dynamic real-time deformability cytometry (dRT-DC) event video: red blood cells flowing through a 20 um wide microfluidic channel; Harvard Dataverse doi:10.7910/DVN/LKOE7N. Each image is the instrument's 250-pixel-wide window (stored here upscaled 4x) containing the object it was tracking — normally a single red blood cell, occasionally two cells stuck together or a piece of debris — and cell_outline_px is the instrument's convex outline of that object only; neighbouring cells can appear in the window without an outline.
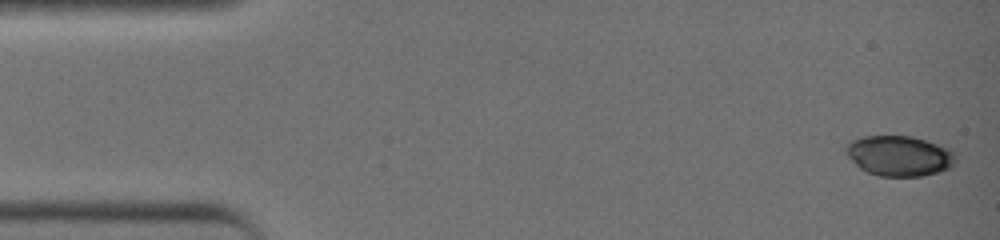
{"species": "common noctule bat (a hibernating species)", "species_latin": "Nyctalus noctula", "temperature_condition": "warm", "stored_images_in_passage": 41, "camera_frame_rate_fps": 3000, "um_per_image_px": 0.085, "animal": {"sex": "female", "body_mass_g": 19.0, "forearm_length_mm": 51.5}, "frame": {"image": 1, "passage_image": 1, "time_ms": 0.0, "image_size_px": [1000, 240], "cell_outline_px": [[956, 160], [952, 168], [920, 176], [880, 176], [868, 172], [860, 168], [844, 152], [844, 148], [852, 140], [864, 136], [912, 136], [952, 148], [956, 152]], "centroid_in_image_um": [76.48, 13.24], "position_along_channel_um": 8.5, "area_um2": 25.95}}
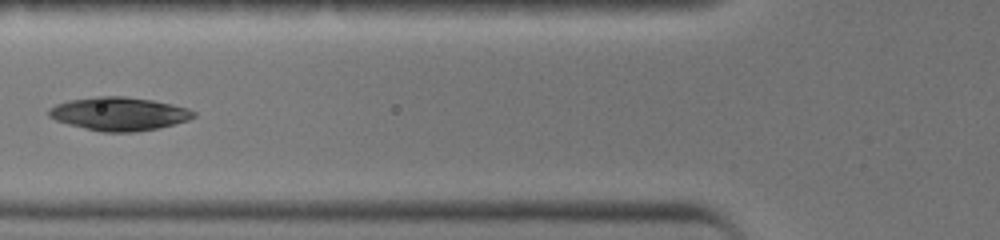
{"frame": {"image": 2, "passage_image": 16, "time_ms": 5.0, "image_size_px": [1000, 240], "cell_outline_px": [[196, 116], [188, 120], [160, 128], [136, 132], [104, 132], [68, 124], [56, 120], [48, 116], [48, 108], [56, 104], [68, 100], [96, 96], [128, 96], [152, 100], [172, 104], [188, 108], [196, 112]], "centroid_in_image_um": [10.13, 9.67], "position_along_channel_um": 115.7, "area_um2": 28.32}}
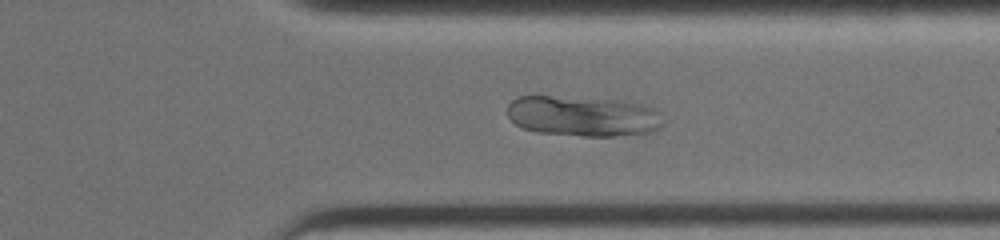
{"frame": {"image": 3, "passage_image": 32, "time_ms": 10.333, "image_size_px": [1000, 240], "cell_outline_px": [[664, 124], [660, 128], [652, 132], [612, 136], [584, 136], [536, 132], [524, 128], [516, 124], [508, 116], [508, 104], [516, 96], [548, 96], [616, 100], [644, 104], [656, 108], [660, 112]], "centroid_in_image_um": [49.59, 9.87], "position_along_channel_um": 361.8, "area_um2": 36.82}, "authors_computed_cell_mechanics": {"area_um2": 28.4376, "velocity_mm_per_s": 4.6179, "shape_relaxation_time_tau1_ms": 3.6643, "shape_relaxation_time_tau2_ms": null, "deformation_change_tau1": 0.024, "deformation_change_tau2": null}}